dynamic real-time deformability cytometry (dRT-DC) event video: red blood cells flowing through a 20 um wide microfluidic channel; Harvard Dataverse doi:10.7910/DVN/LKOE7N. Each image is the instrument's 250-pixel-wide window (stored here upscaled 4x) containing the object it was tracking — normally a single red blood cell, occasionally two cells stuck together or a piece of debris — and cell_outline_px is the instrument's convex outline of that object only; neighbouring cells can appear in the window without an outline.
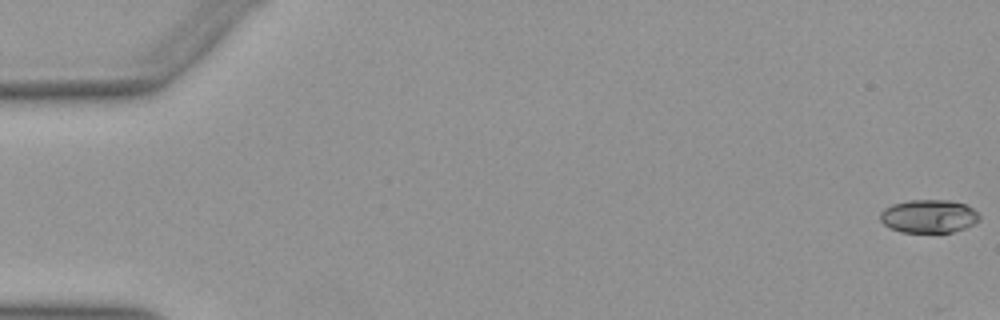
{"species": "Egyptian fruit bat (a non-hibernating species)", "species_latin": "Rousettus aegyptiacus", "temperature_condition": "warm", "stored_images_in_passage": 19, "camera_frame_rate_fps": 3000, "um_per_image_px": 0.085, "animal": {"sex": "female"}, "frame": {"image": 1, "passage_image": 1, "time_ms": 0.0, "image_size_px": [1000, 320], "cell_outline_px": [[980, 220], [976, 224], [952, 232], [900, 232], [888, 228], [880, 220], [880, 212], [884, 208], [892, 204], [908, 200], [948, 200], [964, 204], [972, 208], [980, 216]], "centroid_in_image_um": [78.93, 18.38], "position_along_channel_um": 6.1, "area_um2": 19.36}}
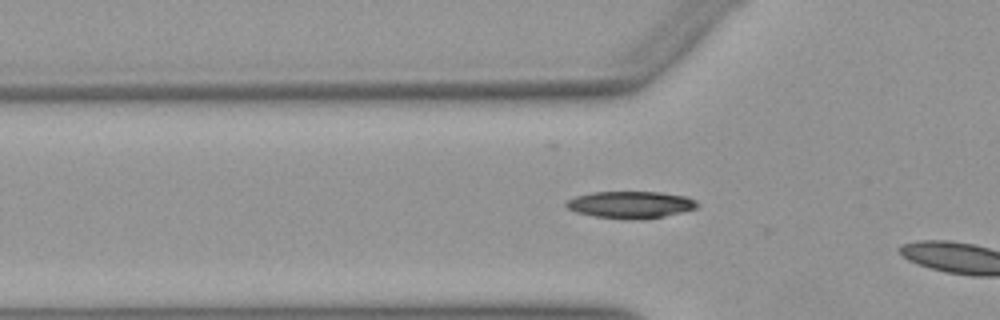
{"frame": {"image": 2, "passage_image": 18, "time_ms": 5.667, "image_size_px": [1000, 320], "cell_outline_px": [[700, 204], [696, 208], [664, 216], [632, 220], [592, 216], [576, 212], [568, 208], [564, 204], [568, 200], [576, 196], [592, 192], [660, 192], [688, 196], [696, 200]], "centroid_in_image_um": [53.61, 17.39], "position_along_channel_um": 72.2, "area_um2": 20.63}}